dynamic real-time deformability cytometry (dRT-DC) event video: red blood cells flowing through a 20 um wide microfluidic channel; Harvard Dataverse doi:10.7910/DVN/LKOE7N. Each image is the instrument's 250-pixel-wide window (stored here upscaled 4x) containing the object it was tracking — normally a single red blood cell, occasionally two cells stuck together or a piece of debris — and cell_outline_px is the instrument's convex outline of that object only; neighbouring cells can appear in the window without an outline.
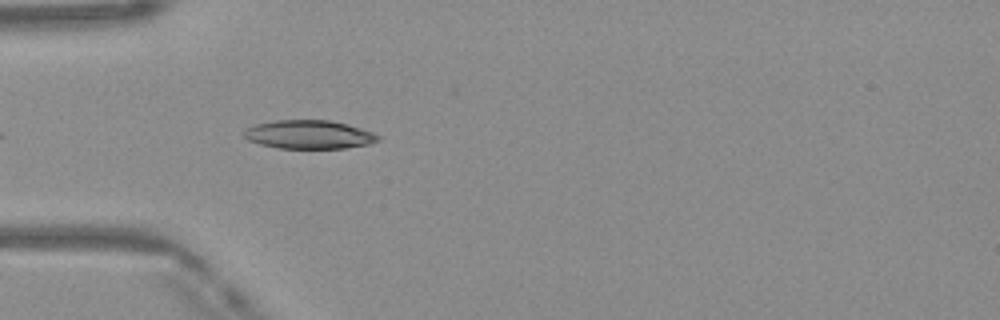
{"species": "Egyptian fruit bat (a non-hibernating species)", "species_latin": "Rousettus aegyptiacus", "temperature_condition": "warm", "stored_images_in_passage": 30, "camera_frame_rate_fps": 3000, "um_per_image_px": 0.085, "frame": {"image": 1, "passage_image": 3, "time_ms": 0.667, "image_size_px": [1000, 320], "cell_outline_px": [[380, 140], [372, 144], [344, 148], [276, 148], [260, 144], [248, 140], [244, 136], [244, 132], [248, 128], [256, 124], [276, 120], [328, 120], [348, 124], [372, 132], [380, 136]], "centroid_in_image_um": [26.3, 11.44], "position_along_channel_um": 58.7, "area_um2": 22.31}}
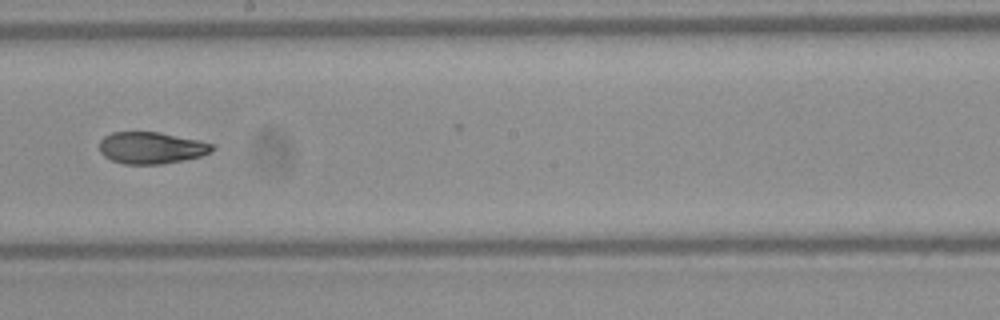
{"frame": {"image": 2, "passage_image": 16, "time_ms": 5.0, "image_size_px": [1000, 320], "cell_outline_px": [[216, 148], [212, 152], [200, 156], [184, 160], [160, 164], [124, 164], [112, 160], [104, 156], [100, 152], [100, 140], [104, 136], [112, 132], [160, 132], [200, 140], [216, 144]], "centroid_in_image_um": [12.91, 12.56], "position_along_channel_um": 235.3, "area_um2": 21.1}}
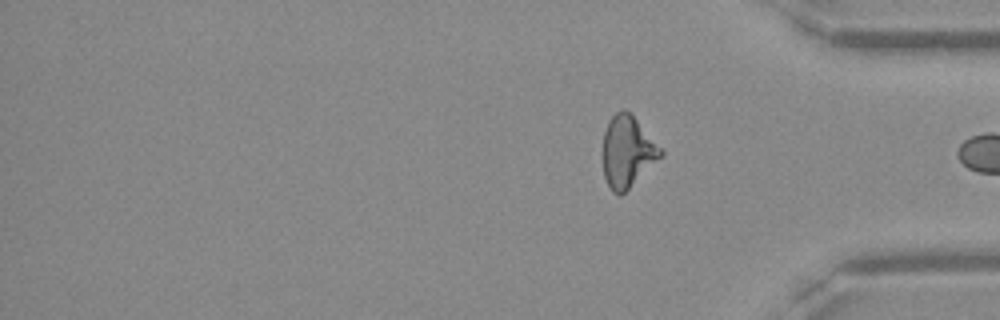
{"frame": {"image": 3, "passage_image": 30, "time_ms": 9.667, "image_size_px": [1000, 320], "cell_outline_px": [[664, 152], [620, 196], [612, 192], [604, 176], [604, 132], [608, 120], [616, 112], [624, 108], [636, 120]], "centroid_in_image_um": [53.29, 12.87], "position_along_channel_um": 381.9, "area_um2": 23.06}, "authors_computed_cell_mechanics": {"area_um2": 21.6461, "velocity_mm_per_s": 4.1486, "shape_relaxation_time_tau1_ms": null, "shape_relaxation_time_tau2_ms": 3.1907, "deformation_change_tau1": null, "deformation_change_tau2": 0.0877}}